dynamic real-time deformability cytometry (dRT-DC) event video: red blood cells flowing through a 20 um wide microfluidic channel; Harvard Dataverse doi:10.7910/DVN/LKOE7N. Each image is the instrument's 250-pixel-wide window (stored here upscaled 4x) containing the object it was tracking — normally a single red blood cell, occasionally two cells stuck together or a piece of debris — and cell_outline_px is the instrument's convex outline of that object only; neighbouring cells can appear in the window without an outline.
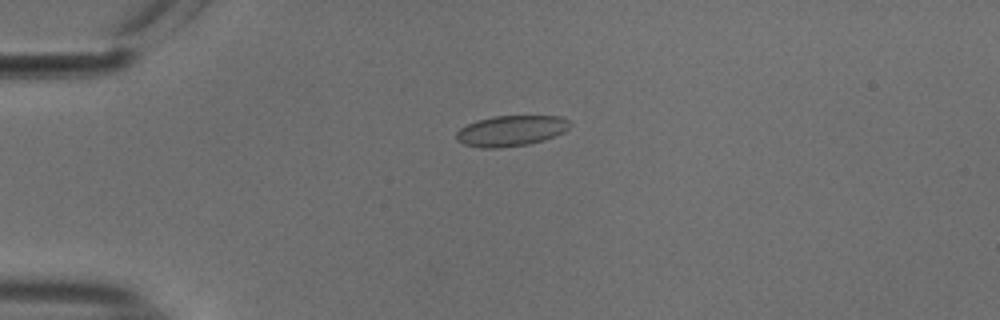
{"species": "common noctule bat (a hibernating species)", "species_latin": "Nyctalus noctula", "temperature_condition": "cold", "stored_images_in_passage": 55, "camera_frame_rate_fps": 3000, "um_per_image_px": 0.085, "animal": {"sex": "male", "body_mass_g": 18.8}, "frame": {"image": 1, "passage_image": 14, "time_ms": 4.333, "image_size_px": [1000, 320], "cell_outline_px": [[572, 124], [564, 132], [544, 140], [528, 144], [496, 148], [480, 148], [464, 144], [456, 140], [456, 132], [460, 128], [476, 120], [492, 116], [560, 116], [568, 120]], "centroid_in_image_um": [43.42, 11.11], "position_along_channel_um": 41.6, "area_um2": 20.35}}
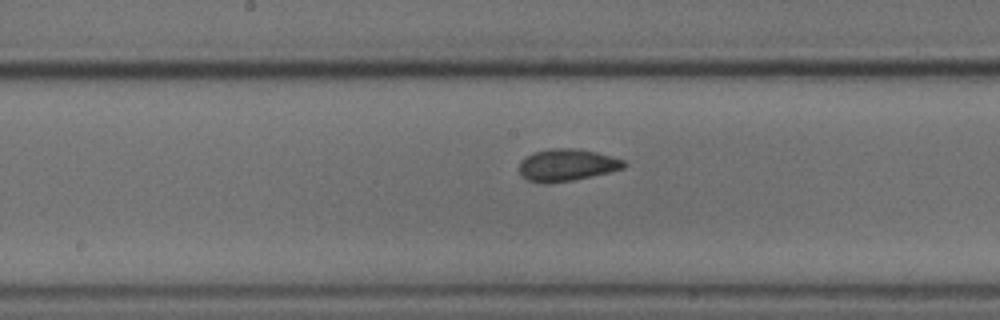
{"frame": {"image": 2, "passage_image": 29, "time_ms": 9.333, "image_size_px": [1000, 320], "cell_outline_px": [[628, 164], [624, 168], [608, 172], [572, 180], [548, 184], [544, 184], [528, 180], [520, 176], [520, 160], [532, 152], [552, 148], [576, 148], [596, 152], [624, 160]], "centroid_in_image_um": [48.15, 14.02], "position_along_channel_um": 200.1, "area_um2": 19.65}}
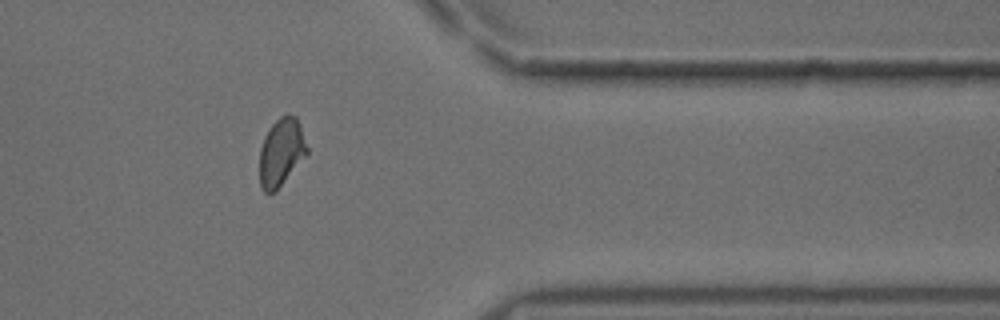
{"frame": {"image": 3, "passage_image": 45, "time_ms": 14.667, "image_size_px": [1000, 320], "cell_outline_px": [[308, 152], [276, 192], [264, 192], [260, 188], [260, 148], [264, 136], [272, 124], [280, 116], [288, 112], [296, 116], [308, 148]], "centroid_in_image_um": [23.89, 12.93], "position_along_channel_um": 387.5, "area_um2": 18.73}, "authors_computed_cell_mechanics": {"area_um2": 19.4208, "velocity_mm_per_s": 3.7526, "shape_relaxation_time_tau1_ms": 3.78, "shape_relaxation_time_tau2_ms": 0.8908, "deformation_change_tau1": 0.0829, "deformation_change_tau2": 0.0445}}